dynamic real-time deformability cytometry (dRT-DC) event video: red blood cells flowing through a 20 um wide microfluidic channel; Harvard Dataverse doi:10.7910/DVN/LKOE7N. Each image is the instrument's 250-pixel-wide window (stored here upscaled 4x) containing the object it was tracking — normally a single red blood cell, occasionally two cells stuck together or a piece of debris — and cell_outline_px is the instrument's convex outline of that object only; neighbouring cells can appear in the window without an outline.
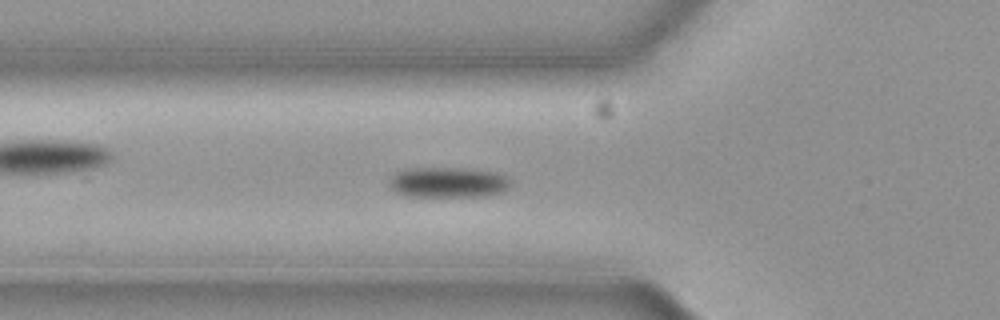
{"species": "common noctule bat (a hibernating species)", "species_latin": "Nyctalus noctula", "temperature_condition": "cold", "stored_images_in_passage": 27, "camera_frame_rate_fps": 3000, "um_per_image_px": 0.085, "animal": {"sex": "female", "body_mass_g": 19.3, "forearm_length_mm": 54.1}, "frame": {"image": 1, "passage_image": 19, "time_ms": 6.0, "image_size_px": [1000, 320], "cell_outline_px": [[512, 184], [504, 192], [484, 196], [404, 196], [396, 192], [388, 184], [388, 180], [396, 172], [408, 168], [456, 168], [492, 172], [504, 176]], "centroid_in_image_um": [38.04, 15.51], "position_along_channel_um": 87.8, "area_um2": 21.39}}